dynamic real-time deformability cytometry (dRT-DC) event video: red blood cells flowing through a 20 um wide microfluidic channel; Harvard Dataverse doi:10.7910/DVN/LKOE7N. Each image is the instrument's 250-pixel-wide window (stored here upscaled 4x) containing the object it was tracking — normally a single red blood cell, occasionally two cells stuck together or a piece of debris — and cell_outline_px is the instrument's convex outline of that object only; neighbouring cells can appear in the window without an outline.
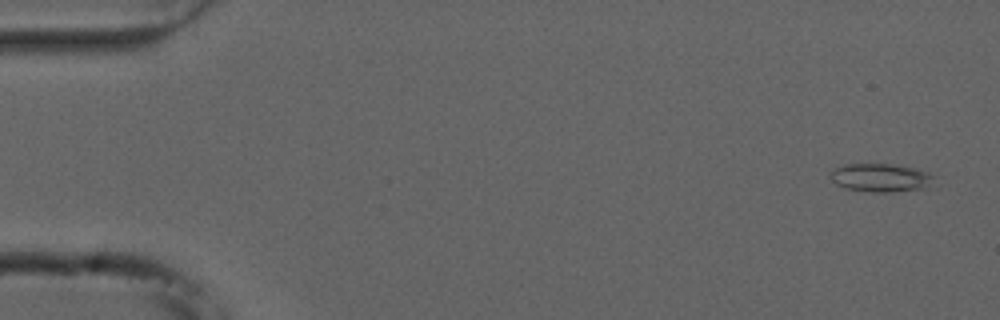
{"species": "common noctule bat (a hibernating species)", "species_latin": "Nyctalus noctula", "temperature_condition": "cold", "stored_images_in_passage": 55, "camera_frame_rate_fps": 3000, "um_per_image_px": 0.085, "animal": {"sex": "male", "forearm_length_mm": 52.5}, "frame": {"image": 1, "passage_image": 3, "time_ms": 0.667, "image_size_px": [1000, 320], "cell_outline_px": [[932, 176], [924, 188], [888, 192], [872, 192], [844, 188], [836, 184], [828, 176], [836, 168], [844, 164], [892, 164], [916, 168], [928, 172]], "centroid_in_image_um": [74.77, 15.09], "position_along_channel_um": 10.2, "area_um2": 16.76}}
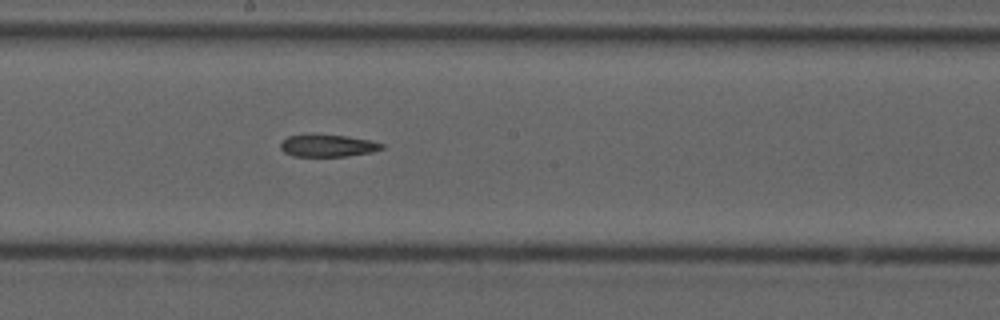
{"frame": {"image": 2, "passage_image": 30, "time_ms": 9.667, "image_size_px": [1000, 320], "cell_outline_px": [[384, 148], [372, 152], [344, 156], [292, 156], [284, 152], [280, 148], [280, 144], [288, 136], [348, 136], [368, 140], [384, 144]], "centroid_in_image_um": [27.88, 12.41], "position_along_channel_um": 220.3, "area_um2": 12.6}}
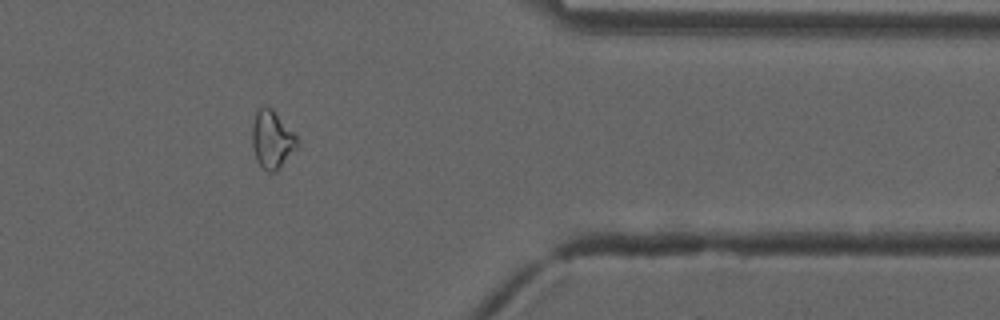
{"frame": {"image": 3, "passage_image": 45, "time_ms": 14.667, "image_size_px": [1000, 320], "cell_outline_px": [[296, 148], [280, 168], [276, 172], [268, 172], [256, 160], [252, 144], [252, 124], [256, 112], [264, 104], [272, 108], [296, 136]], "centroid_in_image_um": [23.09, 11.85], "position_along_channel_um": 388.3, "area_um2": 14.97}, "authors_computed_cell_mechanics": {"area_um2": 15.3748, "velocity_mm_per_s": 3.7512, "shape_relaxation_time_tau1_ms": null, "shape_relaxation_time_tau2_ms": 10.9168, "deformation_change_tau1": null, "deformation_change_tau2": 0.2301}}